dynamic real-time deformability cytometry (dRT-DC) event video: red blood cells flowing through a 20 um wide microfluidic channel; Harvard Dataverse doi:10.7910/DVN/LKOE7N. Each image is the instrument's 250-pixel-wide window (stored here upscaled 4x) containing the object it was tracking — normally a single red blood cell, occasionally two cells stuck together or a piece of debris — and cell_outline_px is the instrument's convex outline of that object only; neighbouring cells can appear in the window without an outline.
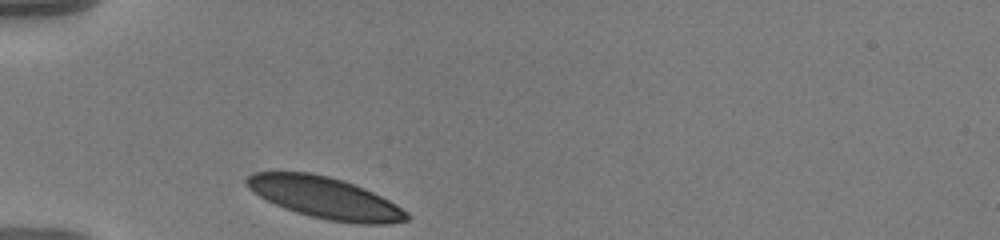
{"species": "human", "species_latin": "Homo sapiens", "temperature_condition": "warm", "stored_images_in_passage": 12, "camera_frame_rate_fps": 3000, "um_per_image_px": 0.085, "donor": {"sex": "male"}, "frame": {"image": 1, "passage_image": 1, "time_ms": 0.0, "image_size_px": [1000, 240], "cell_outline_px": [[412, 216], [408, 220], [388, 224], [356, 224], [328, 220], [296, 212], [284, 208], [260, 196], [248, 188], [244, 180], [252, 172], [308, 172], [328, 176], [344, 180], [364, 188], [396, 204], [408, 212]], "centroid_in_image_um": [27.66, 16.82], "position_along_channel_um": 57.3, "area_um2": 38.61}}
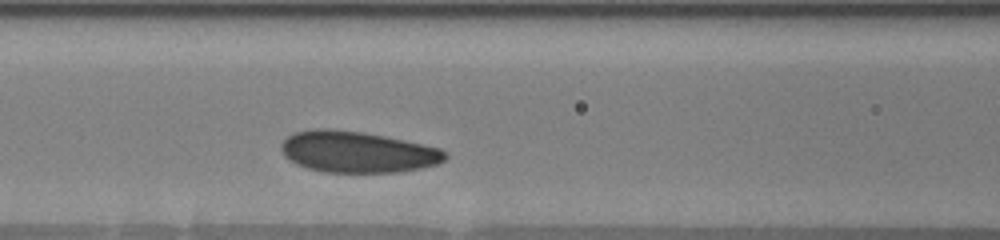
{"frame": {"image": 2, "passage_image": 9, "time_ms": 2.667, "image_size_px": [1000, 240], "cell_outline_px": [[448, 156], [440, 164], [420, 168], [396, 172], [324, 172], [308, 168], [296, 164], [288, 160], [284, 156], [280, 148], [280, 144], [288, 136], [296, 132], [316, 128], [328, 128], [360, 132], [384, 136], [440, 148]], "centroid_in_image_um": [30.34, 12.92], "position_along_channel_um": 136.3, "area_um2": 39.3}}
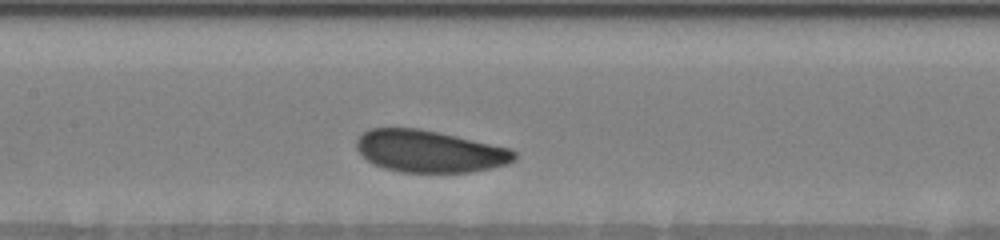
{"frame": {"image": 3, "passage_image": 12, "time_ms": 3.667, "image_size_px": [1000, 240], "cell_outline_px": [[520, 156], [516, 160], [508, 164], [492, 168], [472, 172], [400, 172], [384, 168], [360, 156], [356, 148], [356, 140], [364, 132], [372, 128], [420, 128], [440, 132], [508, 148], [516, 152]], "centroid_in_image_um": [36.53, 12.86], "position_along_channel_um": 170.9, "area_um2": 38.84}}